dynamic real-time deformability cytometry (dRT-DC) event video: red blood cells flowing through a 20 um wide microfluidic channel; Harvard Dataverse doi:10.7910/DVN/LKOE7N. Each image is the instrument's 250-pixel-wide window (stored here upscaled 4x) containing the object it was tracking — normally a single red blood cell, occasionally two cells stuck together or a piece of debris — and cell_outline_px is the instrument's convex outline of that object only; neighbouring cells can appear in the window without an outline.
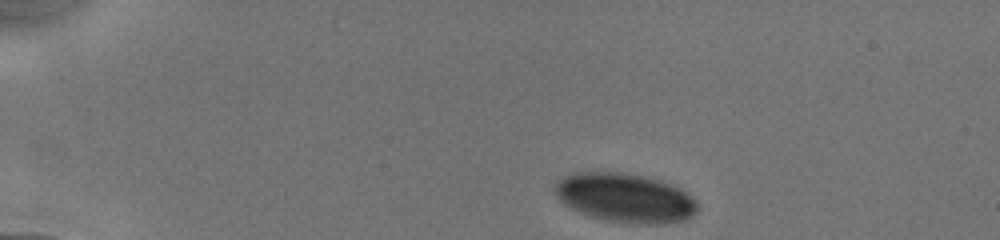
{"species": "human", "species_latin": "Homo sapiens", "temperature_condition": "cold", "stored_images_in_passage": 13, "camera_frame_rate_fps": 3000, "um_per_image_px": 0.085, "donor": {"sex": "male"}, "frame": {"image": 1, "passage_image": 1, "time_ms": 0.0, "image_size_px": [1000, 240], "cell_outline_px": [[700, 208], [692, 216], [684, 220], [660, 224], [636, 224], [604, 220], [588, 216], [564, 204], [560, 200], [552, 188], [556, 180], [572, 172], [620, 172], [644, 176], [660, 180], [672, 184], [680, 188], [696, 200]], "centroid_in_image_um": [53.12, 16.81], "position_along_channel_um": 31.9, "area_um2": 41.27}}
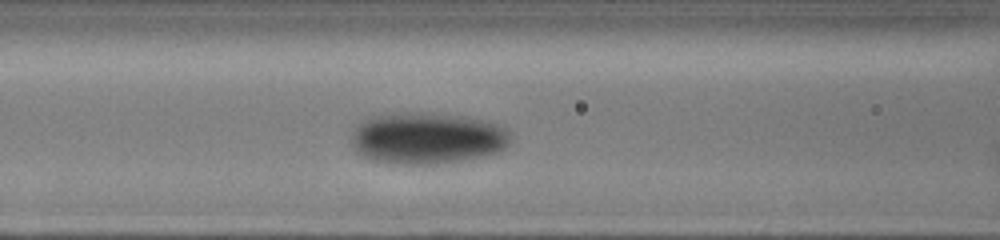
{"frame": {"image": 2, "passage_image": 9, "time_ms": 4.667, "image_size_px": [1000, 240], "cell_outline_px": [[512, 136], [508, 144], [500, 152], [484, 156], [436, 164], [396, 164], [372, 160], [356, 152], [352, 144], [352, 124], [360, 120], [372, 116], [388, 112], [432, 112], [464, 116], [484, 120], [508, 128]], "centroid_in_image_um": [36.27, 11.72], "position_along_channel_um": 130.3, "area_um2": 48.9}}
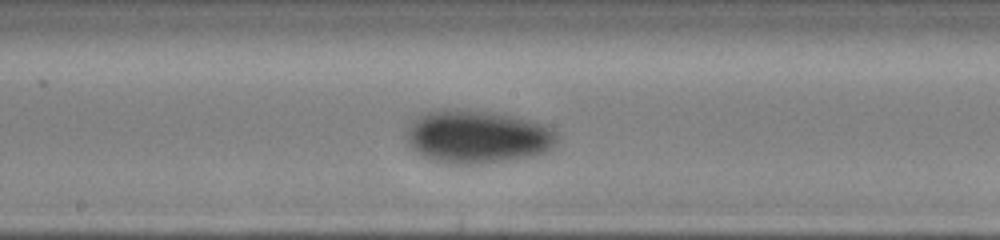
{"frame": {"image": 3, "passage_image": 12, "time_ms": 6.667, "image_size_px": [1000, 240], "cell_outline_px": [[556, 140], [552, 148], [544, 152], [532, 156], [488, 164], [448, 164], [432, 160], [420, 156], [408, 144], [408, 128], [416, 116], [428, 112], [444, 108], [456, 108], [492, 112], [528, 120], [544, 124], [552, 128], [556, 132]], "centroid_in_image_um": [40.55, 11.63], "position_along_channel_um": 207.6, "area_um2": 46.93}}